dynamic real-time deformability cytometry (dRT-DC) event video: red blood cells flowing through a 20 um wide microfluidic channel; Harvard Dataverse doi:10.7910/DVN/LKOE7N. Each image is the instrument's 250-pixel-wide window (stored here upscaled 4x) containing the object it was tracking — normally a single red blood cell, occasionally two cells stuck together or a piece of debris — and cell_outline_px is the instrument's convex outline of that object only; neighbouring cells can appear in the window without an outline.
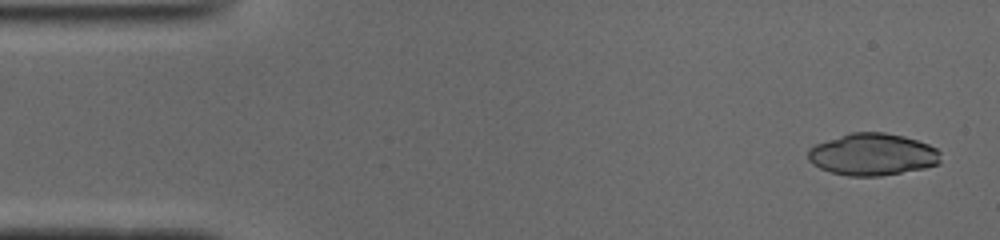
{"species": "common noctule bat (a hibernating species)", "species_latin": "Nyctalus noctula", "temperature_condition": "cold", "stored_images_in_passage": 50, "camera_frame_rate_fps": 3000, "um_per_image_px": 0.085, "animal": {"sex": "male", "body_mass_g": 19.0, "forearm_length_mm": 50.8}, "frame": {"image": 1, "passage_image": 2, "time_ms": 0.333, "image_size_px": [1000, 240], "cell_outline_px": [[940, 164], [924, 168], [880, 176], [848, 176], [832, 172], [820, 168], [812, 164], [808, 160], [808, 148], [816, 144], [852, 132], [884, 132], [904, 136], [928, 144], [936, 148], [940, 152]], "centroid_in_image_um": [74.17, 13.13], "position_along_channel_um": 10.8, "area_um2": 32.43}}